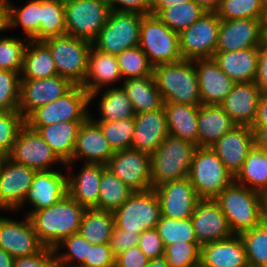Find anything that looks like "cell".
Instances as JSON below:
<instances>
[{
  "label": "cell",
  "instance_id": "obj_1",
  "mask_svg": "<svg viewBox=\"0 0 267 267\" xmlns=\"http://www.w3.org/2000/svg\"><path fill=\"white\" fill-rule=\"evenodd\" d=\"M86 209L67 194L56 204L27 215L39 242L55 249L64 238L79 232Z\"/></svg>",
  "mask_w": 267,
  "mask_h": 267
},
{
  "label": "cell",
  "instance_id": "obj_2",
  "mask_svg": "<svg viewBox=\"0 0 267 267\" xmlns=\"http://www.w3.org/2000/svg\"><path fill=\"white\" fill-rule=\"evenodd\" d=\"M233 234H241L263 220V194L233 181L214 199Z\"/></svg>",
  "mask_w": 267,
  "mask_h": 267
},
{
  "label": "cell",
  "instance_id": "obj_3",
  "mask_svg": "<svg viewBox=\"0 0 267 267\" xmlns=\"http://www.w3.org/2000/svg\"><path fill=\"white\" fill-rule=\"evenodd\" d=\"M193 60L153 66V77L163 101L201 106V96Z\"/></svg>",
  "mask_w": 267,
  "mask_h": 267
},
{
  "label": "cell",
  "instance_id": "obj_4",
  "mask_svg": "<svg viewBox=\"0 0 267 267\" xmlns=\"http://www.w3.org/2000/svg\"><path fill=\"white\" fill-rule=\"evenodd\" d=\"M197 145L168 135L150 155L152 189L188 177Z\"/></svg>",
  "mask_w": 267,
  "mask_h": 267
},
{
  "label": "cell",
  "instance_id": "obj_5",
  "mask_svg": "<svg viewBox=\"0 0 267 267\" xmlns=\"http://www.w3.org/2000/svg\"><path fill=\"white\" fill-rule=\"evenodd\" d=\"M188 179L200 199H215L234 181L211 147H197L190 165Z\"/></svg>",
  "mask_w": 267,
  "mask_h": 267
},
{
  "label": "cell",
  "instance_id": "obj_6",
  "mask_svg": "<svg viewBox=\"0 0 267 267\" xmlns=\"http://www.w3.org/2000/svg\"><path fill=\"white\" fill-rule=\"evenodd\" d=\"M43 42L52 53L58 75L68 79L73 85L82 86L88 70L92 43L68 34L46 38Z\"/></svg>",
  "mask_w": 267,
  "mask_h": 267
},
{
  "label": "cell",
  "instance_id": "obj_7",
  "mask_svg": "<svg viewBox=\"0 0 267 267\" xmlns=\"http://www.w3.org/2000/svg\"><path fill=\"white\" fill-rule=\"evenodd\" d=\"M144 16L137 12L111 10L104 27L92 45L98 50L113 55L139 46L141 23Z\"/></svg>",
  "mask_w": 267,
  "mask_h": 267
},
{
  "label": "cell",
  "instance_id": "obj_8",
  "mask_svg": "<svg viewBox=\"0 0 267 267\" xmlns=\"http://www.w3.org/2000/svg\"><path fill=\"white\" fill-rule=\"evenodd\" d=\"M90 96L81 85H74L62 97L35 109L26 119L25 124L37 130L40 126L64 121H85L90 115L87 106Z\"/></svg>",
  "mask_w": 267,
  "mask_h": 267
},
{
  "label": "cell",
  "instance_id": "obj_9",
  "mask_svg": "<svg viewBox=\"0 0 267 267\" xmlns=\"http://www.w3.org/2000/svg\"><path fill=\"white\" fill-rule=\"evenodd\" d=\"M139 47L153 66L183 59L179 49V34L151 14L142 18Z\"/></svg>",
  "mask_w": 267,
  "mask_h": 267
},
{
  "label": "cell",
  "instance_id": "obj_10",
  "mask_svg": "<svg viewBox=\"0 0 267 267\" xmlns=\"http://www.w3.org/2000/svg\"><path fill=\"white\" fill-rule=\"evenodd\" d=\"M66 34L93 42L111 11L107 0H64Z\"/></svg>",
  "mask_w": 267,
  "mask_h": 267
},
{
  "label": "cell",
  "instance_id": "obj_11",
  "mask_svg": "<svg viewBox=\"0 0 267 267\" xmlns=\"http://www.w3.org/2000/svg\"><path fill=\"white\" fill-rule=\"evenodd\" d=\"M112 213L116 228L136 234L156 228L162 216L159 198L154 189L134 192Z\"/></svg>",
  "mask_w": 267,
  "mask_h": 267
},
{
  "label": "cell",
  "instance_id": "obj_12",
  "mask_svg": "<svg viewBox=\"0 0 267 267\" xmlns=\"http://www.w3.org/2000/svg\"><path fill=\"white\" fill-rule=\"evenodd\" d=\"M221 19L216 12H205L195 23L179 34L183 59L213 58L218 43Z\"/></svg>",
  "mask_w": 267,
  "mask_h": 267
},
{
  "label": "cell",
  "instance_id": "obj_13",
  "mask_svg": "<svg viewBox=\"0 0 267 267\" xmlns=\"http://www.w3.org/2000/svg\"><path fill=\"white\" fill-rule=\"evenodd\" d=\"M9 158L36 171L52 170L53 163L65 164L40 134L24 124L18 132Z\"/></svg>",
  "mask_w": 267,
  "mask_h": 267
},
{
  "label": "cell",
  "instance_id": "obj_14",
  "mask_svg": "<svg viewBox=\"0 0 267 267\" xmlns=\"http://www.w3.org/2000/svg\"><path fill=\"white\" fill-rule=\"evenodd\" d=\"M106 167L135 192L151 190L150 154L132 148L114 152Z\"/></svg>",
  "mask_w": 267,
  "mask_h": 267
},
{
  "label": "cell",
  "instance_id": "obj_15",
  "mask_svg": "<svg viewBox=\"0 0 267 267\" xmlns=\"http://www.w3.org/2000/svg\"><path fill=\"white\" fill-rule=\"evenodd\" d=\"M74 85L55 75L44 79H21L18 111L26 119L35 109L62 97Z\"/></svg>",
  "mask_w": 267,
  "mask_h": 267
},
{
  "label": "cell",
  "instance_id": "obj_16",
  "mask_svg": "<svg viewBox=\"0 0 267 267\" xmlns=\"http://www.w3.org/2000/svg\"><path fill=\"white\" fill-rule=\"evenodd\" d=\"M266 33L260 19H221L216 52H231L260 47Z\"/></svg>",
  "mask_w": 267,
  "mask_h": 267
},
{
  "label": "cell",
  "instance_id": "obj_17",
  "mask_svg": "<svg viewBox=\"0 0 267 267\" xmlns=\"http://www.w3.org/2000/svg\"><path fill=\"white\" fill-rule=\"evenodd\" d=\"M153 189L159 198L162 216L172 219L191 218L200 200L188 177L165 182Z\"/></svg>",
  "mask_w": 267,
  "mask_h": 267
},
{
  "label": "cell",
  "instance_id": "obj_18",
  "mask_svg": "<svg viewBox=\"0 0 267 267\" xmlns=\"http://www.w3.org/2000/svg\"><path fill=\"white\" fill-rule=\"evenodd\" d=\"M254 146L251 126L237 125L225 133L211 148L225 168L235 177Z\"/></svg>",
  "mask_w": 267,
  "mask_h": 267
},
{
  "label": "cell",
  "instance_id": "obj_19",
  "mask_svg": "<svg viewBox=\"0 0 267 267\" xmlns=\"http://www.w3.org/2000/svg\"><path fill=\"white\" fill-rule=\"evenodd\" d=\"M191 221L200 245L224 240L233 235L225 215L214 199H200L196 203Z\"/></svg>",
  "mask_w": 267,
  "mask_h": 267
},
{
  "label": "cell",
  "instance_id": "obj_20",
  "mask_svg": "<svg viewBox=\"0 0 267 267\" xmlns=\"http://www.w3.org/2000/svg\"><path fill=\"white\" fill-rule=\"evenodd\" d=\"M37 171L8 159L0 174V210H17L23 203Z\"/></svg>",
  "mask_w": 267,
  "mask_h": 267
},
{
  "label": "cell",
  "instance_id": "obj_21",
  "mask_svg": "<svg viewBox=\"0 0 267 267\" xmlns=\"http://www.w3.org/2000/svg\"><path fill=\"white\" fill-rule=\"evenodd\" d=\"M43 247L28 215L24 221H15L0 216L1 249L17 258L34 255Z\"/></svg>",
  "mask_w": 267,
  "mask_h": 267
},
{
  "label": "cell",
  "instance_id": "obj_22",
  "mask_svg": "<svg viewBox=\"0 0 267 267\" xmlns=\"http://www.w3.org/2000/svg\"><path fill=\"white\" fill-rule=\"evenodd\" d=\"M193 63H195L202 104L220 105L235 82L219 68L213 58L195 59Z\"/></svg>",
  "mask_w": 267,
  "mask_h": 267
},
{
  "label": "cell",
  "instance_id": "obj_23",
  "mask_svg": "<svg viewBox=\"0 0 267 267\" xmlns=\"http://www.w3.org/2000/svg\"><path fill=\"white\" fill-rule=\"evenodd\" d=\"M89 116L80 126L72 159L65 165L75 162L76 159H86V163H101L106 165L114 155V151L104 138L100 126ZM75 160V161H74Z\"/></svg>",
  "mask_w": 267,
  "mask_h": 267
},
{
  "label": "cell",
  "instance_id": "obj_24",
  "mask_svg": "<svg viewBox=\"0 0 267 267\" xmlns=\"http://www.w3.org/2000/svg\"><path fill=\"white\" fill-rule=\"evenodd\" d=\"M68 194V176L65 177L61 172L48 170L37 171L33 178L31 188L20 205L29 201L35 212L48 208L56 204Z\"/></svg>",
  "mask_w": 267,
  "mask_h": 267
},
{
  "label": "cell",
  "instance_id": "obj_25",
  "mask_svg": "<svg viewBox=\"0 0 267 267\" xmlns=\"http://www.w3.org/2000/svg\"><path fill=\"white\" fill-rule=\"evenodd\" d=\"M134 120L131 148L151 155L169 135L164 108L135 114Z\"/></svg>",
  "mask_w": 267,
  "mask_h": 267
},
{
  "label": "cell",
  "instance_id": "obj_26",
  "mask_svg": "<svg viewBox=\"0 0 267 267\" xmlns=\"http://www.w3.org/2000/svg\"><path fill=\"white\" fill-rule=\"evenodd\" d=\"M261 94L254 82L235 83L220 105L237 125L252 126Z\"/></svg>",
  "mask_w": 267,
  "mask_h": 267
},
{
  "label": "cell",
  "instance_id": "obj_27",
  "mask_svg": "<svg viewBox=\"0 0 267 267\" xmlns=\"http://www.w3.org/2000/svg\"><path fill=\"white\" fill-rule=\"evenodd\" d=\"M122 79L116 55L98 50L92 45L88 57V70L83 88L93 101L101 88Z\"/></svg>",
  "mask_w": 267,
  "mask_h": 267
},
{
  "label": "cell",
  "instance_id": "obj_28",
  "mask_svg": "<svg viewBox=\"0 0 267 267\" xmlns=\"http://www.w3.org/2000/svg\"><path fill=\"white\" fill-rule=\"evenodd\" d=\"M202 267H249L246 252L239 235L201 245Z\"/></svg>",
  "mask_w": 267,
  "mask_h": 267
},
{
  "label": "cell",
  "instance_id": "obj_29",
  "mask_svg": "<svg viewBox=\"0 0 267 267\" xmlns=\"http://www.w3.org/2000/svg\"><path fill=\"white\" fill-rule=\"evenodd\" d=\"M259 47L231 52H215L213 59L235 83L254 82L258 65Z\"/></svg>",
  "mask_w": 267,
  "mask_h": 267
},
{
  "label": "cell",
  "instance_id": "obj_30",
  "mask_svg": "<svg viewBox=\"0 0 267 267\" xmlns=\"http://www.w3.org/2000/svg\"><path fill=\"white\" fill-rule=\"evenodd\" d=\"M106 165L85 163L78 175L68 174V194L80 205L94 208L98 204L100 180Z\"/></svg>",
  "mask_w": 267,
  "mask_h": 267
},
{
  "label": "cell",
  "instance_id": "obj_31",
  "mask_svg": "<svg viewBox=\"0 0 267 267\" xmlns=\"http://www.w3.org/2000/svg\"><path fill=\"white\" fill-rule=\"evenodd\" d=\"M237 124L221 105L199 106L197 147H211Z\"/></svg>",
  "mask_w": 267,
  "mask_h": 267
},
{
  "label": "cell",
  "instance_id": "obj_32",
  "mask_svg": "<svg viewBox=\"0 0 267 267\" xmlns=\"http://www.w3.org/2000/svg\"><path fill=\"white\" fill-rule=\"evenodd\" d=\"M169 135L197 145L199 106L164 102Z\"/></svg>",
  "mask_w": 267,
  "mask_h": 267
},
{
  "label": "cell",
  "instance_id": "obj_33",
  "mask_svg": "<svg viewBox=\"0 0 267 267\" xmlns=\"http://www.w3.org/2000/svg\"><path fill=\"white\" fill-rule=\"evenodd\" d=\"M84 121H64L40 126L36 131L66 164L73 157L78 131Z\"/></svg>",
  "mask_w": 267,
  "mask_h": 267
},
{
  "label": "cell",
  "instance_id": "obj_34",
  "mask_svg": "<svg viewBox=\"0 0 267 267\" xmlns=\"http://www.w3.org/2000/svg\"><path fill=\"white\" fill-rule=\"evenodd\" d=\"M121 87L127 93L136 114L155 111L164 106L153 75L123 80Z\"/></svg>",
  "mask_w": 267,
  "mask_h": 267
},
{
  "label": "cell",
  "instance_id": "obj_35",
  "mask_svg": "<svg viewBox=\"0 0 267 267\" xmlns=\"http://www.w3.org/2000/svg\"><path fill=\"white\" fill-rule=\"evenodd\" d=\"M21 74V79H44L58 75L52 53L43 41H28Z\"/></svg>",
  "mask_w": 267,
  "mask_h": 267
},
{
  "label": "cell",
  "instance_id": "obj_36",
  "mask_svg": "<svg viewBox=\"0 0 267 267\" xmlns=\"http://www.w3.org/2000/svg\"><path fill=\"white\" fill-rule=\"evenodd\" d=\"M234 181L261 194L267 191V152L264 148L253 147Z\"/></svg>",
  "mask_w": 267,
  "mask_h": 267
},
{
  "label": "cell",
  "instance_id": "obj_37",
  "mask_svg": "<svg viewBox=\"0 0 267 267\" xmlns=\"http://www.w3.org/2000/svg\"><path fill=\"white\" fill-rule=\"evenodd\" d=\"M114 227V216L111 211L87 208L79 233L93 245L109 243Z\"/></svg>",
  "mask_w": 267,
  "mask_h": 267
},
{
  "label": "cell",
  "instance_id": "obj_38",
  "mask_svg": "<svg viewBox=\"0 0 267 267\" xmlns=\"http://www.w3.org/2000/svg\"><path fill=\"white\" fill-rule=\"evenodd\" d=\"M134 192L135 191L128 187L106 167L102 171L98 204L94 208L114 212L116 209L120 208Z\"/></svg>",
  "mask_w": 267,
  "mask_h": 267
},
{
  "label": "cell",
  "instance_id": "obj_39",
  "mask_svg": "<svg viewBox=\"0 0 267 267\" xmlns=\"http://www.w3.org/2000/svg\"><path fill=\"white\" fill-rule=\"evenodd\" d=\"M100 99L101 119L94 121H117L135 117L133 105L122 87L106 89Z\"/></svg>",
  "mask_w": 267,
  "mask_h": 267
},
{
  "label": "cell",
  "instance_id": "obj_40",
  "mask_svg": "<svg viewBox=\"0 0 267 267\" xmlns=\"http://www.w3.org/2000/svg\"><path fill=\"white\" fill-rule=\"evenodd\" d=\"M41 0H29L24 7L17 8L9 2L8 27L21 26L26 39L40 41Z\"/></svg>",
  "mask_w": 267,
  "mask_h": 267
},
{
  "label": "cell",
  "instance_id": "obj_41",
  "mask_svg": "<svg viewBox=\"0 0 267 267\" xmlns=\"http://www.w3.org/2000/svg\"><path fill=\"white\" fill-rule=\"evenodd\" d=\"M246 252L249 267H267V223L238 234Z\"/></svg>",
  "mask_w": 267,
  "mask_h": 267
},
{
  "label": "cell",
  "instance_id": "obj_42",
  "mask_svg": "<svg viewBox=\"0 0 267 267\" xmlns=\"http://www.w3.org/2000/svg\"><path fill=\"white\" fill-rule=\"evenodd\" d=\"M65 34L64 0H41L40 41Z\"/></svg>",
  "mask_w": 267,
  "mask_h": 267
},
{
  "label": "cell",
  "instance_id": "obj_43",
  "mask_svg": "<svg viewBox=\"0 0 267 267\" xmlns=\"http://www.w3.org/2000/svg\"><path fill=\"white\" fill-rule=\"evenodd\" d=\"M206 11L194 1L163 9L157 17L173 32L180 34L195 23Z\"/></svg>",
  "mask_w": 267,
  "mask_h": 267
},
{
  "label": "cell",
  "instance_id": "obj_44",
  "mask_svg": "<svg viewBox=\"0 0 267 267\" xmlns=\"http://www.w3.org/2000/svg\"><path fill=\"white\" fill-rule=\"evenodd\" d=\"M122 80L143 78L153 75V65L143 50L137 46L116 55Z\"/></svg>",
  "mask_w": 267,
  "mask_h": 267
},
{
  "label": "cell",
  "instance_id": "obj_45",
  "mask_svg": "<svg viewBox=\"0 0 267 267\" xmlns=\"http://www.w3.org/2000/svg\"><path fill=\"white\" fill-rule=\"evenodd\" d=\"M156 229L164 246L175 242H197L191 218L172 219L161 216Z\"/></svg>",
  "mask_w": 267,
  "mask_h": 267
},
{
  "label": "cell",
  "instance_id": "obj_46",
  "mask_svg": "<svg viewBox=\"0 0 267 267\" xmlns=\"http://www.w3.org/2000/svg\"><path fill=\"white\" fill-rule=\"evenodd\" d=\"M114 152L131 148L135 130L134 118L117 121H95Z\"/></svg>",
  "mask_w": 267,
  "mask_h": 267
},
{
  "label": "cell",
  "instance_id": "obj_47",
  "mask_svg": "<svg viewBox=\"0 0 267 267\" xmlns=\"http://www.w3.org/2000/svg\"><path fill=\"white\" fill-rule=\"evenodd\" d=\"M264 0H221L217 16L220 19H260L263 15Z\"/></svg>",
  "mask_w": 267,
  "mask_h": 267
},
{
  "label": "cell",
  "instance_id": "obj_48",
  "mask_svg": "<svg viewBox=\"0 0 267 267\" xmlns=\"http://www.w3.org/2000/svg\"><path fill=\"white\" fill-rule=\"evenodd\" d=\"M64 247L68 252L58 254V249ZM54 250L58 263L68 267H80L85 260H89L90 242L78 232L64 238ZM74 261H77V264L73 263Z\"/></svg>",
  "mask_w": 267,
  "mask_h": 267
},
{
  "label": "cell",
  "instance_id": "obj_49",
  "mask_svg": "<svg viewBox=\"0 0 267 267\" xmlns=\"http://www.w3.org/2000/svg\"><path fill=\"white\" fill-rule=\"evenodd\" d=\"M201 245L198 242L172 243L164 248L169 267H195L200 264Z\"/></svg>",
  "mask_w": 267,
  "mask_h": 267
},
{
  "label": "cell",
  "instance_id": "obj_50",
  "mask_svg": "<svg viewBox=\"0 0 267 267\" xmlns=\"http://www.w3.org/2000/svg\"><path fill=\"white\" fill-rule=\"evenodd\" d=\"M25 40L27 43H25ZM28 39L18 40L12 37H0V69L17 72L21 75L24 60V51Z\"/></svg>",
  "mask_w": 267,
  "mask_h": 267
},
{
  "label": "cell",
  "instance_id": "obj_51",
  "mask_svg": "<svg viewBox=\"0 0 267 267\" xmlns=\"http://www.w3.org/2000/svg\"><path fill=\"white\" fill-rule=\"evenodd\" d=\"M20 81L17 72L0 69V111L18 110Z\"/></svg>",
  "mask_w": 267,
  "mask_h": 267
},
{
  "label": "cell",
  "instance_id": "obj_52",
  "mask_svg": "<svg viewBox=\"0 0 267 267\" xmlns=\"http://www.w3.org/2000/svg\"><path fill=\"white\" fill-rule=\"evenodd\" d=\"M25 124L23 115L18 110L0 111V146L11 152L19 130Z\"/></svg>",
  "mask_w": 267,
  "mask_h": 267
},
{
  "label": "cell",
  "instance_id": "obj_53",
  "mask_svg": "<svg viewBox=\"0 0 267 267\" xmlns=\"http://www.w3.org/2000/svg\"><path fill=\"white\" fill-rule=\"evenodd\" d=\"M115 258L108 243H90L89 260H85L80 267H115Z\"/></svg>",
  "mask_w": 267,
  "mask_h": 267
},
{
  "label": "cell",
  "instance_id": "obj_54",
  "mask_svg": "<svg viewBox=\"0 0 267 267\" xmlns=\"http://www.w3.org/2000/svg\"><path fill=\"white\" fill-rule=\"evenodd\" d=\"M138 247L149 258L164 256V244L156 228L145 230L139 236Z\"/></svg>",
  "mask_w": 267,
  "mask_h": 267
},
{
  "label": "cell",
  "instance_id": "obj_55",
  "mask_svg": "<svg viewBox=\"0 0 267 267\" xmlns=\"http://www.w3.org/2000/svg\"><path fill=\"white\" fill-rule=\"evenodd\" d=\"M55 262V250L43 247L34 255L14 258L13 267H51Z\"/></svg>",
  "mask_w": 267,
  "mask_h": 267
},
{
  "label": "cell",
  "instance_id": "obj_56",
  "mask_svg": "<svg viewBox=\"0 0 267 267\" xmlns=\"http://www.w3.org/2000/svg\"><path fill=\"white\" fill-rule=\"evenodd\" d=\"M139 236L140 234L130 233L114 227L108 244L116 257L131 247L138 246Z\"/></svg>",
  "mask_w": 267,
  "mask_h": 267
},
{
  "label": "cell",
  "instance_id": "obj_57",
  "mask_svg": "<svg viewBox=\"0 0 267 267\" xmlns=\"http://www.w3.org/2000/svg\"><path fill=\"white\" fill-rule=\"evenodd\" d=\"M110 9L117 12H137L149 15L154 0H107ZM119 4L121 6L117 7Z\"/></svg>",
  "mask_w": 267,
  "mask_h": 267
},
{
  "label": "cell",
  "instance_id": "obj_58",
  "mask_svg": "<svg viewBox=\"0 0 267 267\" xmlns=\"http://www.w3.org/2000/svg\"><path fill=\"white\" fill-rule=\"evenodd\" d=\"M149 258L138 247H131L115 258V267H144Z\"/></svg>",
  "mask_w": 267,
  "mask_h": 267
},
{
  "label": "cell",
  "instance_id": "obj_59",
  "mask_svg": "<svg viewBox=\"0 0 267 267\" xmlns=\"http://www.w3.org/2000/svg\"><path fill=\"white\" fill-rule=\"evenodd\" d=\"M254 83L262 93H267V41L259 47L258 65Z\"/></svg>",
  "mask_w": 267,
  "mask_h": 267
},
{
  "label": "cell",
  "instance_id": "obj_60",
  "mask_svg": "<svg viewBox=\"0 0 267 267\" xmlns=\"http://www.w3.org/2000/svg\"><path fill=\"white\" fill-rule=\"evenodd\" d=\"M251 127L267 129V93H262L258 102L257 115Z\"/></svg>",
  "mask_w": 267,
  "mask_h": 267
},
{
  "label": "cell",
  "instance_id": "obj_61",
  "mask_svg": "<svg viewBox=\"0 0 267 267\" xmlns=\"http://www.w3.org/2000/svg\"><path fill=\"white\" fill-rule=\"evenodd\" d=\"M192 0H154L150 10V14L157 16L163 9L172 7L173 5H179Z\"/></svg>",
  "mask_w": 267,
  "mask_h": 267
},
{
  "label": "cell",
  "instance_id": "obj_62",
  "mask_svg": "<svg viewBox=\"0 0 267 267\" xmlns=\"http://www.w3.org/2000/svg\"><path fill=\"white\" fill-rule=\"evenodd\" d=\"M254 133V143L257 148H267V129L262 127H251Z\"/></svg>",
  "mask_w": 267,
  "mask_h": 267
},
{
  "label": "cell",
  "instance_id": "obj_63",
  "mask_svg": "<svg viewBox=\"0 0 267 267\" xmlns=\"http://www.w3.org/2000/svg\"><path fill=\"white\" fill-rule=\"evenodd\" d=\"M9 1L0 0V32L6 31L8 27Z\"/></svg>",
  "mask_w": 267,
  "mask_h": 267
},
{
  "label": "cell",
  "instance_id": "obj_64",
  "mask_svg": "<svg viewBox=\"0 0 267 267\" xmlns=\"http://www.w3.org/2000/svg\"><path fill=\"white\" fill-rule=\"evenodd\" d=\"M206 12H216L221 0H192Z\"/></svg>",
  "mask_w": 267,
  "mask_h": 267
},
{
  "label": "cell",
  "instance_id": "obj_65",
  "mask_svg": "<svg viewBox=\"0 0 267 267\" xmlns=\"http://www.w3.org/2000/svg\"><path fill=\"white\" fill-rule=\"evenodd\" d=\"M14 257L0 248V267H13Z\"/></svg>",
  "mask_w": 267,
  "mask_h": 267
},
{
  "label": "cell",
  "instance_id": "obj_66",
  "mask_svg": "<svg viewBox=\"0 0 267 267\" xmlns=\"http://www.w3.org/2000/svg\"><path fill=\"white\" fill-rule=\"evenodd\" d=\"M144 267H169L165 256L150 259Z\"/></svg>",
  "mask_w": 267,
  "mask_h": 267
},
{
  "label": "cell",
  "instance_id": "obj_67",
  "mask_svg": "<svg viewBox=\"0 0 267 267\" xmlns=\"http://www.w3.org/2000/svg\"><path fill=\"white\" fill-rule=\"evenodd\" d=\"M261 24H262V27H263L265 33H267V0H264L263 15L261 18Z\"/></svg>",
  "mask_w": 267,
  "mask_h": 267
},
{
  "label": "cell",
  "instance_id": "obj_68",
  "mask_svg": "<svg viewBox=\"0 0 267 267\" xmlns=\"http://www.w3.org/2000/svg\"><path fill=\"white\" fill-rule=\"evenodd\" d=\"M9 159V153L8 152H0V174L3 171V168Z\"/></svg>",
  "mask_w": 267,
  "mask_h": 267
},
{
  "label": "cell",
  "instance_id": "obj_69",
  "mask_svg": "<svg viewBox=\"0 0 267 267\" xmlns=\"http://www.w3.org/2000/svg\"><path fill=\"white\" fill-rule=\"evenodd\" d=\"M263 221L267 223V191L263 194Z\"/></svg>",
  "mask_w": 267,
  "mask_h": 267
},
{
  "label": "cell",
  "instance_id": "obj_70",
  "mask_svg": "<svg viewBox=\"0 0 267 267\" xmlns=\"http://www.w3.org/2000/svg\"><path fill=\"white\" fill-rule=\"evenodd\" d=\"M51 267H68V266L62 265L56 261Z\"/></svg>",
  "mask_w": 267,
  "mask_h": 267
},
{
  "label": "cell",
  "instance_id": "obj_71",
  "mask_svg": "<svg viewBox=\"0 0 267 267\" xmlns=\"http://www.w3.org/2000/svg\"><path fill=\"white\" fill-rule=\"evenodd\" d=\"M0 152H6V151L0 146Z\"/></svg>",
  "mask_w": 267,
  "mask_h": 267
}]
</instances>
